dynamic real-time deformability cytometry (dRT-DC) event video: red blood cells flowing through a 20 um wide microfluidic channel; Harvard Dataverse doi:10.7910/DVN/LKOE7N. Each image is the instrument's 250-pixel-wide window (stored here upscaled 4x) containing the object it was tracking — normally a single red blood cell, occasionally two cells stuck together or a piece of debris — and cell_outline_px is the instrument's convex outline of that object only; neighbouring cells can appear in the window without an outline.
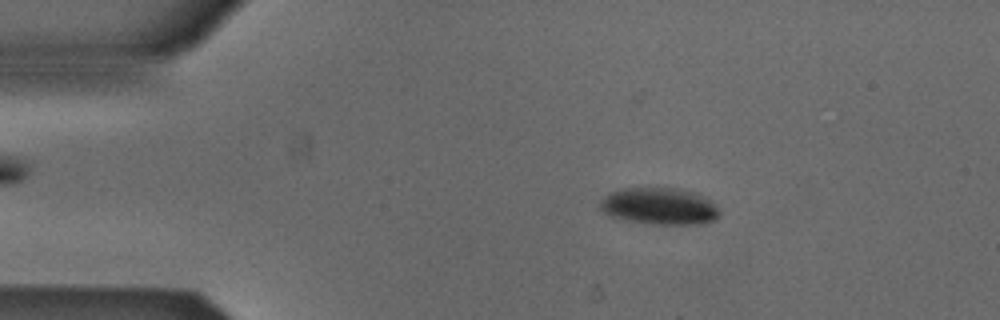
{"species": "Egyptian fruit bat (a non-hibernating species)", "species_latin": "Rousettus aegyptiacus", "temperature_condition": "cold", "stored_images_in_passage": 53, "camera_frame_rate_fps": 3000, "um_per_image_px": 0.085, "animal": {"sex": "male"}, "frame": {"image": 1, "passage_image": 9, "time_ms": 2.667, "image_size_px": [1000, 320], "cell_outline_px": [[720, 216], [712, 220], [700, 224], [656, 224], [628, 220], [608, 216], [600, 208], [600, 200], [608, 192], [620, 188], [680, 188], [696, 192], [712, 200], [720, 212]], "centroid_in_image_um": [56.05, 17.51], "position_along_channel_um": 29.0, "area_um2": 25.89}}
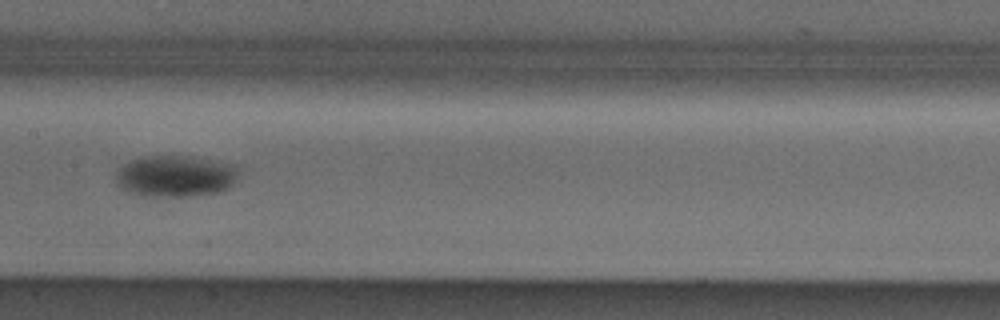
{"frame": {"image": 2, "passage_image": 26, "time_ms": 8.333, "image_size_px": [1000, 320], "cell_outline_px": [[236, 172], [232, 184], [228, 188], [220, 192], [188, 196], [144, 196], [124, 188], [116, 184], [116, 172], [124, 164], [132, 160], [148, 156], [192, 156], [232, 164], [236, 168]], "centroid_in_image_um": [14.9, 14.96], "position_along_channel_um": 192.5, "area_um2": 29.19}}
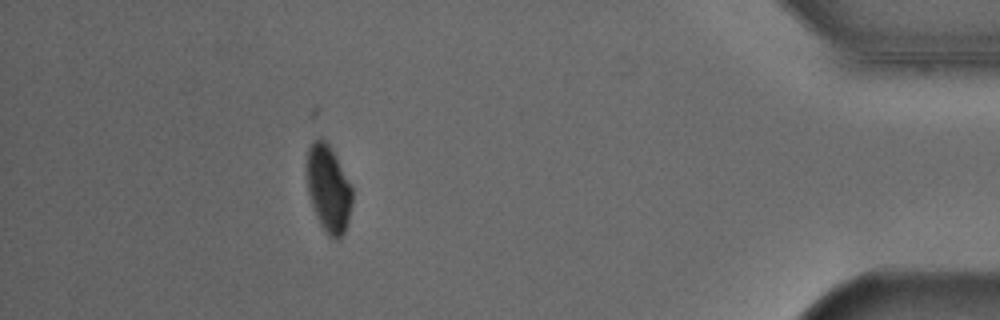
{"frame": {"image": 3, "passage_image": 47, "time_ms": 15.333, "image_size_px": [1000, 320], "cell_outline_px": [[352, 204], [348, 224], [340, 240], [332, 240], [328, 236], [320, 224], [312, 208], [308, 192], [308, 148], [312, 140], [320, 136], [328, 144], [352, 188]], "centroid_in_image_um": [27.92, 16.11], "position_along_channel_um": 407.3, "area_um2": 22.89}, "authors_computed_cell_mechanics": {"area_um2": 26.1256, "velocity_mm_per_s": 3.8613, "shape_relaxation_time_tau1_ms": 2.5731, "shape_relaxation_time_tau2_ms": null, "deformation_change_tau1": 0.0786, "deformation_change_tau2": null}}